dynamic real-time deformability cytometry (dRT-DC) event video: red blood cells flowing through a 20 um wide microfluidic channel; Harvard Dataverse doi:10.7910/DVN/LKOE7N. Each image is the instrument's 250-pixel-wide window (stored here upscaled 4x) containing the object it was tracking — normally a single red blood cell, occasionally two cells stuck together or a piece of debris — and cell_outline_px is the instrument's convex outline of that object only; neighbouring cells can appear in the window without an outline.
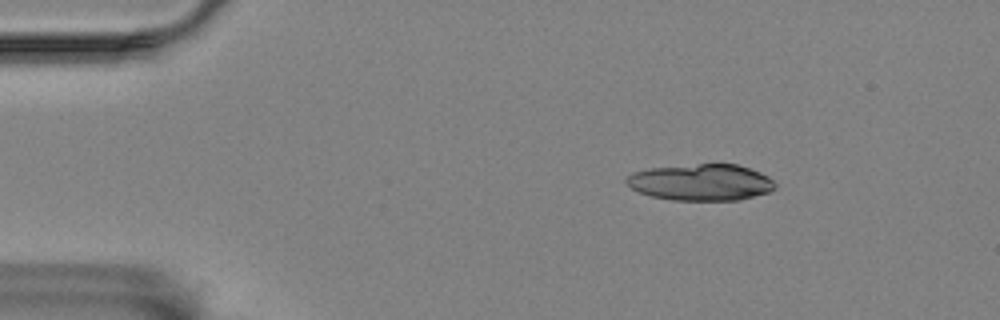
{"species": "Egyptian fruit bat (a non-hibernating species)", "species_latin": "Rousettus aegyptiacus", "temperature_condition": "room temperature", "stored_images_in_passage": 48, "camera_frame_rate_fps": 3000, "um_per_image_px": 0.085, "animal": {"sex": "female"}, "frame": {"image": 1, "passage_image": 1, "time_ms": 0.0, "image_size_px": [1000, 320], "cell_outline_px": [[776, 188], [768, 192], [740, 200], [672, 200], [652, 196], [640, 192], [632, 188], [624, 180], [632, 172], [652, 168], [700, 164], [736, 164], [760, 172], [768, 176], [776, 184]], "centroid_in_image_um": [59.6, 15.5], "position_along_channel_um": 25.4, "area_um2": 31.39}}